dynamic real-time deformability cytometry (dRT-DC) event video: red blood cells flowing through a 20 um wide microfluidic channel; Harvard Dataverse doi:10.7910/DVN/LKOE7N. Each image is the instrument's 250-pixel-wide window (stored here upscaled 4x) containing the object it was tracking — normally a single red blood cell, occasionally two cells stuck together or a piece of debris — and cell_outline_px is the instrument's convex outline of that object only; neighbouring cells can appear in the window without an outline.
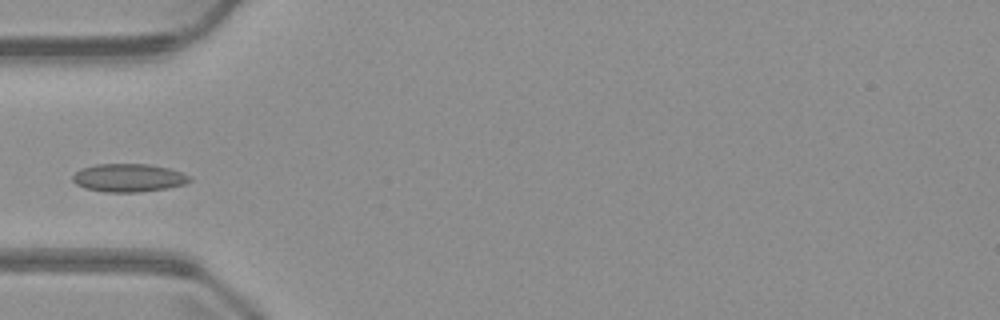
{"species": "common noctule bat (a hibernating species)", "species_latin": "Nyctalus noctula", "temperature_condition": "warm", "stored_images_in_passage": 4, "camera_frame_rate_fps": 3000, "um_per_image_px": 0.085, "animal": {"sex": "male", "body_mass_g": 23.1, "forearm_length_mm": 52.7}, "frame": {"image": 1, "passage_image": 4, "time_ms": 3.667, "image_size_px": [1000, 320], "cell_outline_px": [[192, 180], [184, 184], [168, 188], [140, 192], [104, 192], [84, 188], [76, 184], [72, 180], [72, 176], [80, 168], [96, 164], [148, 164], [168, 168], [192, 176]], "centroid_in_image_um": [10.92, 15.12], "position_along_channel_um": 74.1, "area_um2": 19.31}}